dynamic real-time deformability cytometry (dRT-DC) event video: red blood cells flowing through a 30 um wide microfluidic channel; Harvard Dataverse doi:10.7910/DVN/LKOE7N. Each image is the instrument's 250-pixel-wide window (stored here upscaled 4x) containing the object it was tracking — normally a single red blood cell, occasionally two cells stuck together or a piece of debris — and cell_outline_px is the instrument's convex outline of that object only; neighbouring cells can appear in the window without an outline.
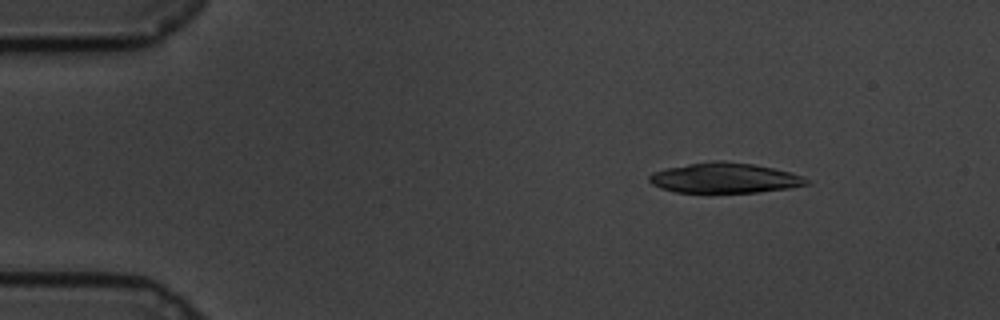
{"species": "common noctule bat (a hibernating species)", "species_latin": "Nyctalus noctula", "temperature_condition": "cold", "stored_images_in_passage": 12, "camera_frame_rate_fps": 3000, "um_per_image_px": 0.085, "animal": {"sex": "male", "body_mass_g": 19.5, "forearm_length_mm": 54.6}, "frame": {"image": 1, "passage_image": 1, "time_ms": 0.0, "image_size_px": [1000, 320], "cell_outline_px": [[812, 184], [788, 188], [760, 192], [676, 192], [660, 188], [652, 184], [648, 180], [648, 176], [652, 172], [664, 168], [712, 160], [724, 160], [752, 164], [772, 168], [804, 176], [812, 180]], "centroid_in_image_um": [61.6, 15.12], "position_along_channel_um": 23.4, "area_um2": 27.86}}